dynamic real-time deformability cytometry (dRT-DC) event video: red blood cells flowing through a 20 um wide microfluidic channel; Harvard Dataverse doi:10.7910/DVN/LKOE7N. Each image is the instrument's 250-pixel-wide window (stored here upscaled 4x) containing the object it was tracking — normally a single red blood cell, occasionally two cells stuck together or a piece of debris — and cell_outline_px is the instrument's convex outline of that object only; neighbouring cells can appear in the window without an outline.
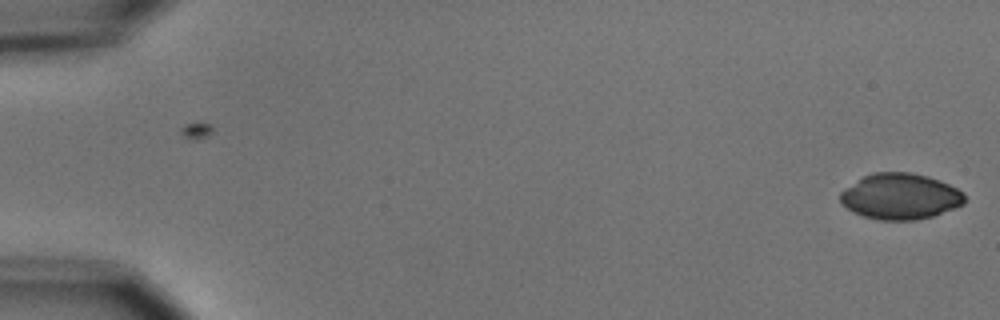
{"species": "common noctule bat (a hibernating species)", "species_latin": "Nyctalus noctula", "temperature_condition": "cold", "stored_images_in_passage": 2, "camera_frame_rate_fps": 3000, "um_per_image_px": 0.085, "animal": {"sex": "male", "body_mass_g": 15.6}, "frame": {"image": 1, "passage_image": 2, "time_ms": 1.0, "image_size_px": [1000, 320], "cell_outline_px": [[964, 204], [932, 216], [916, 220], [880, 220], [864, 216], [852, 212], [840, 204], [840, 192], [844, 188], [864, 176], [872, 172], [912, 172], [928, 176], [940, 180], [964, 192]], "centroid_in_image_um": [76.49, 16.69], "position_along_channel_um": 8.5, "area_um2": 33.41}}